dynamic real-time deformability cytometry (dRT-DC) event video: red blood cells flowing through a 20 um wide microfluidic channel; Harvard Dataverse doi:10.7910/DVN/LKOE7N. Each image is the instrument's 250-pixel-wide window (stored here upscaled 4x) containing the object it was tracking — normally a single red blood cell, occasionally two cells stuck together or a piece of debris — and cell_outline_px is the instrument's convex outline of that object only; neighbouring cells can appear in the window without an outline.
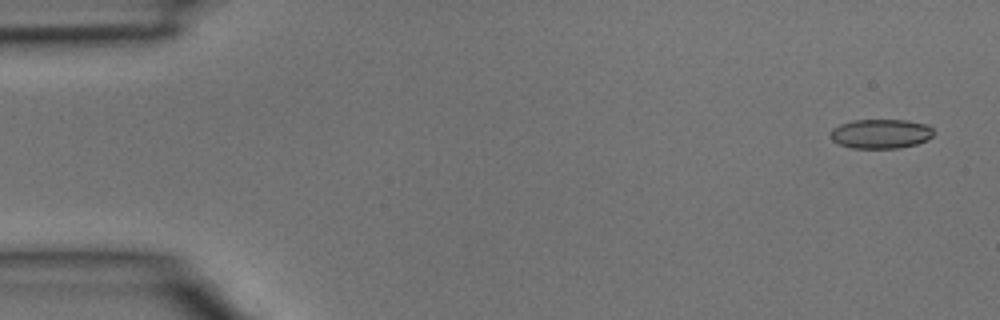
{"species": "common noctule bat (a hibernating species)", "species_latin": "Nyctalus noctula", "temperature_condition": "room temperature", "stored_images_in_passage": 5, "camera_frame_rate_fps": 3000, "um_per_image_px": 0.085, "animal": {"sex": "male", "body_mass_g": 15.6}, "frame": {"image": 1, "passage_image": 1, "time_ms": 0.0, "image_size_px": [1000, 320], "cell_outline_px": [[936, 132], [928, 140], [916, 144], [900, 148], [852, 148], [840, 144], [832, 140], [828, 136], [828, 132], [832, 128], [840, 124], [852, 120], [904, 120], [928, 124]], "centroid_in_image_um": [74.86, 11.37], "position_along_channel_um": 10.1, "area_um2": 17.98}}